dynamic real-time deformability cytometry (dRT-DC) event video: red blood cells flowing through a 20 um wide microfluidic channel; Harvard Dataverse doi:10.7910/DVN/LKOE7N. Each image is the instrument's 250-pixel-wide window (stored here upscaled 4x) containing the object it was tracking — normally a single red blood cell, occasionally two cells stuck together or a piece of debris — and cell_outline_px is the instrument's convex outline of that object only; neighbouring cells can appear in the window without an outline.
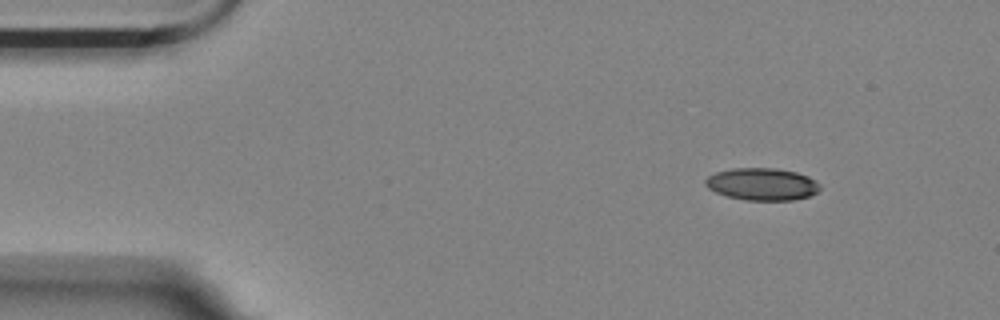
{"species": "Egyptian fruit bat (a non-hibernating species)", "species_latin": "Rousettus aegyptiacus", "temperature_condition": "room temperature", "stored_images_in_passage": 3, "camera_frame_rate_fps": 3000, "um_per_image_px": 0.085, "animal": {"sex": "female"}, "frame": {"image": 1, "passage_image": 3, "time_ms": 2.333, "image_size_px": [1000, 320], "cell_outline_px": [[820, 188], [816, 192], [808, 196], [792, 200], [748, 200], [728, 196], [716, 192], [708, 188], [704, 184], [704, 180], [708, 176], [716, 172], [732, 168], [776, 168], [796, 172], [808, 176], [816, 180], [820, 184]], "centroid_in_image_um": [64.77, 15.64], "position_along_channel_um": 20.2, "area_um2": 21.5}}